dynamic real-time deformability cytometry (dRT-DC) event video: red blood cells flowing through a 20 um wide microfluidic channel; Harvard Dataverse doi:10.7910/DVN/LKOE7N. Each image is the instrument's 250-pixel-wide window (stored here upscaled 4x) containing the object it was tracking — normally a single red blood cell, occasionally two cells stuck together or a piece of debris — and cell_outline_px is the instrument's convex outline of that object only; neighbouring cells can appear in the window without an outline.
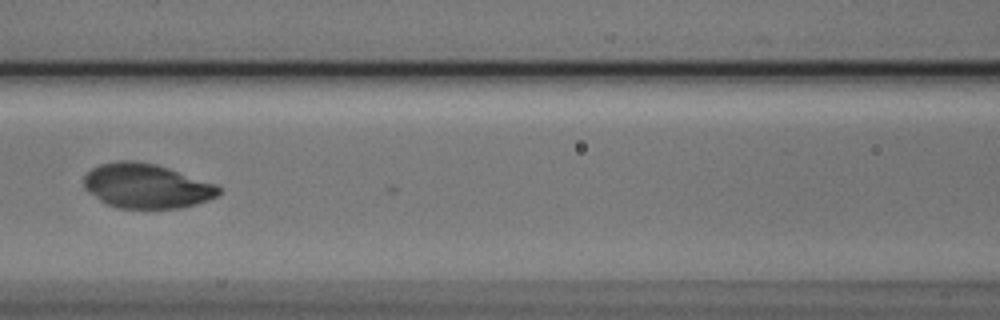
{"species": "Egyptian fruit bat (a non-hibernating species)", "species_latin": "Rousettus aegyptiacus", "temperature_condition": "cold", "stored_images_in_passage": 7, "camera_frame_rate_fps": 3000, "um_per_image_px": 0.085, "animal": {"sex": "male"}, "frame": {"image": 1, "passage_image": 6, "time_ms": 1.667, "image_size_px": [1000, 320], "cell_outline_px": [[220, 192], [216, 196], [208, 200], [196, 204], [180, 208], [120, 208], [104, 204], [88, 192], [84, 188], [84, 176], [92, 168], [100, 164], [120, 160], [136, 160], [156, 164], [216, 184], [220, 188]], "centroid_in_image_um": [12.42, 15.81], "position_along_channel_um": 154.2, "area_um2": 35.08}}